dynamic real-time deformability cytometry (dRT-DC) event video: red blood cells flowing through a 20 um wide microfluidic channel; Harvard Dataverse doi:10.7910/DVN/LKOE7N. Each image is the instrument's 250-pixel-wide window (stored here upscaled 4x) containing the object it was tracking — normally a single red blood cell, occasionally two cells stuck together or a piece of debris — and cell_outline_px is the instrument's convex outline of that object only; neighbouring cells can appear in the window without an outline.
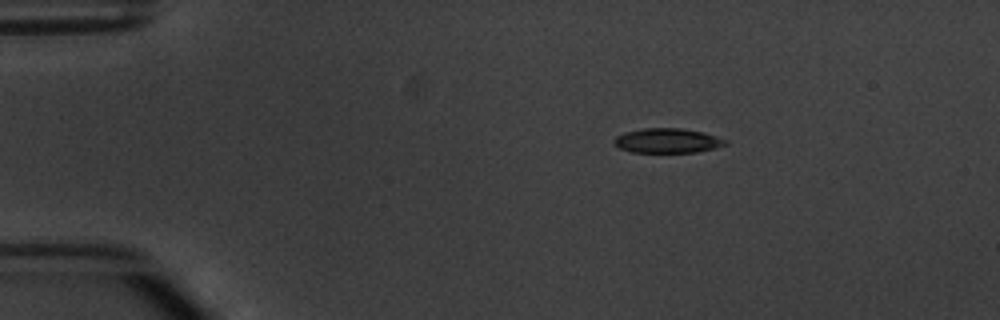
{"species": "common noctule bat (a hibernating species)", "species_latin": "Nyctalus noctula", "temperature_condition": "warm", "stored_images_in_passage": 3, "camera_frame_rate_fps": 3000, "um_per_image_px": 0.085, "animal": {"sex": "male", "body_mass_g": 20.1, "forearm_length_mm": 53.5}, "frame": {"image": 1, "passage_image": 1, "time_ms": 0.0, "image_size_px": [1000, 320], "cell_outline_px": [[728, 144], [716, 148], [696, 152], [632, 152], [620, 148], [612, 140], [616, 136], [624, 132], [644, 128], [680, 128], [704, 132], [728, 140]], "centroid_in_image_um": [56.76, 11.95], "position_along_channel_um": 28.2, "area_um2": 16.01}}
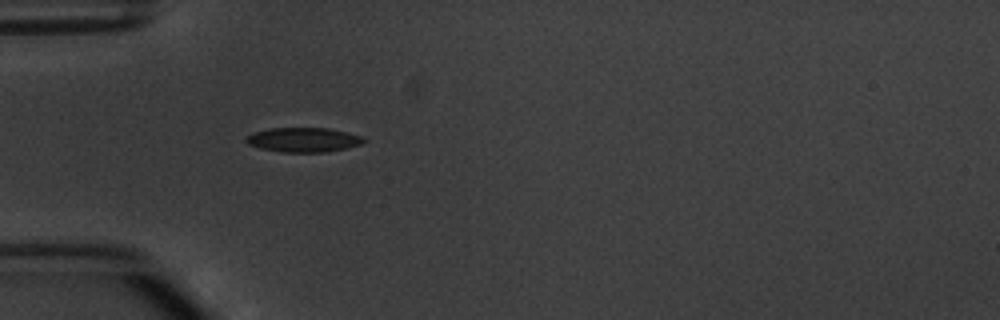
{"frame": {"image": 2, "passage_image": 3, "time_ms": 2.333, "image_size_px": [1000, 320], "cell_outline_px": [[368, 140], [360, 144], [328, 152], [280, 152], [260, 148], [248, 144], [244, 140], [248, 136], [256, 132], [268, 128], [328, 128], [360, 136]], "centroid_in_image_um": [25.77, 11.89], "position_along_channel_um": 59.2, "area_um2": 16.59}}